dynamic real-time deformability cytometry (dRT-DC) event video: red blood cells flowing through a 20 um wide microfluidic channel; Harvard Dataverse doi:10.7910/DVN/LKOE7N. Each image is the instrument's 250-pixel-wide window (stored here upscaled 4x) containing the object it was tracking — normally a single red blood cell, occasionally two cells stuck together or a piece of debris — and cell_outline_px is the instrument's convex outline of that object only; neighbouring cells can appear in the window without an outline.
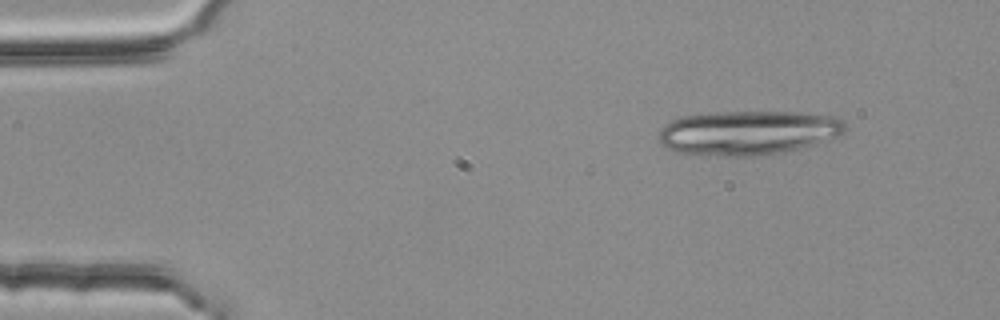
{"species": "common noctule bat (a hibernating species)", "species_latin": "Nyctalus noctula", "temperature_condition": "room temperature", "stored_images_in_passage": 4, "camera_frame_rate_fps": 3000, "um_per_image_px": 0.085, "animal": {"sex": "female", "body_mass_g": 25.1}, "frame": {"image": 1, "passage_image": 1, "time_ms": 0.0, "image_size_px": [1000, 320], "cell_outline_px": [[844, 132], [840, 136], [800, 148], [784, 152], [756, 156], [708, 156], [676, 152], [664, 148], [660, 140], [660, 128], [664, 124], [672, 120], [684, 116], [708, 112], [800, 112], [832, 116], [844, 120]], "centroid_in_image_um": [63.55, 11.28], "position_along_channel_um": 21.4, "area_um2": 48.55}}